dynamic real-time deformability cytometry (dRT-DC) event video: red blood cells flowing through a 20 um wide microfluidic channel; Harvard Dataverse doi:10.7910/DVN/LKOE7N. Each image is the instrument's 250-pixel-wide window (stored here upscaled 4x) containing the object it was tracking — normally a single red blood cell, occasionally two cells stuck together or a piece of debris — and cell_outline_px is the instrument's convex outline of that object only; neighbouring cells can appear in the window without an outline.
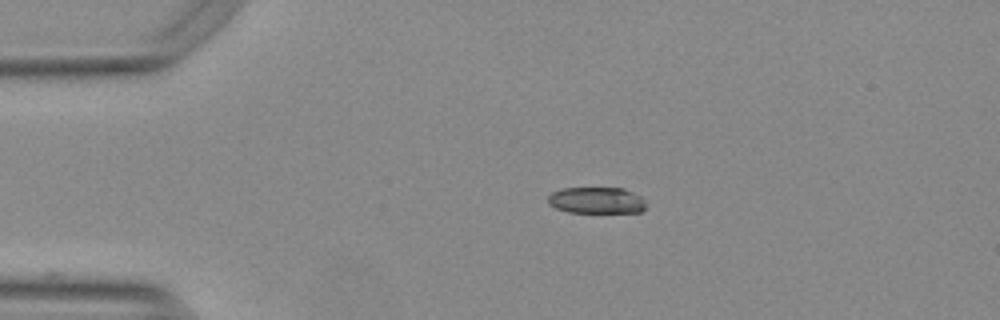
{"species": "Egyptian fruit bat (a non-hibernating species)", "species_latin": "Rousettus aegyptiacus", "temperature_condition": "warm", "stored_images_in_passage": 10, "camera_frame_rate_fps": 3000, "um_per_image_px": 0.085, "animal": {"sex": "female"}, "frame": {"image": 1, "passage_image": 1, "time_ms": 0.0, "image_size_px": [1000, 320], "cell_outline_px": [[644, 208], [640, 212], [568, 212], [556, 208], [548, 204], [548, 196], [552, 192], [564, 188], [624, 188], [640, 196], [644, 200]], "centroid_in_image_um": [50.68, 17.02], "position_along_channel_um": 34.3, "area_um2": 14.97}}
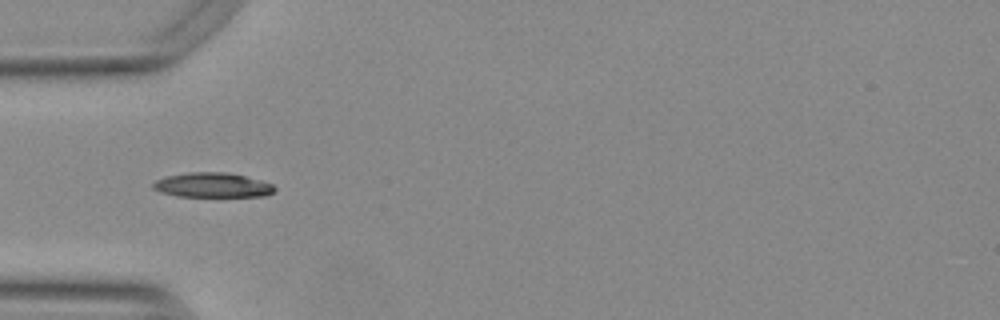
{"frame": {"image": 2, "passage_image": 7, "time_ms": 2.0, "image_size_px": [1000, 320], "cell_outline_px": [[276, 188], [272, 192], [264, 196], [180, 196], [160, 192], [152, 188], [152, 184], [156, 180], [168, 176], [188, 172], [228, 172], [260, 180], [272, 184]], "centroid_in_image_um": [18.05, 15.73], "position_along_channel_um": 67.0, "area_um2": 17.28}}
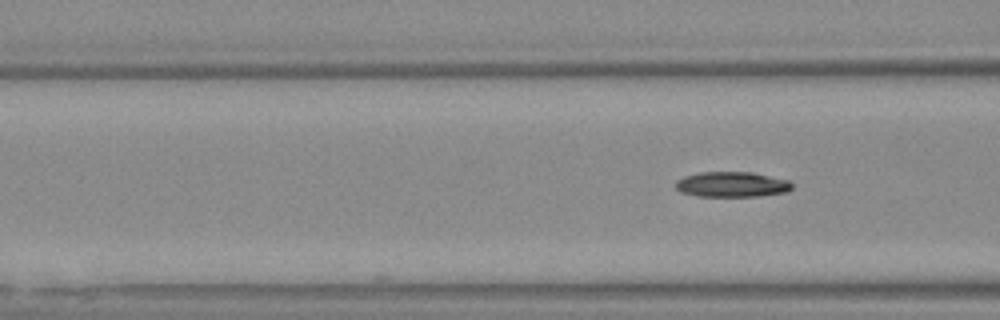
{"frame": {"image": 3, "passage_image": 10, "time_ms": 3.0, "image_size_px": [1000, 320], "cell_outline_px": [[792, 188], [784, 192], [756, 196], [700, 196], [680, 192], [676, 188], [676, 180], [684, 176], [700, 172], [752, 172], [788, 180], [792, 184]], "centroid_in_image_um": [62.18, 15.67], "position_along_channel_um": 104.4, "area_um2": 16.99}}